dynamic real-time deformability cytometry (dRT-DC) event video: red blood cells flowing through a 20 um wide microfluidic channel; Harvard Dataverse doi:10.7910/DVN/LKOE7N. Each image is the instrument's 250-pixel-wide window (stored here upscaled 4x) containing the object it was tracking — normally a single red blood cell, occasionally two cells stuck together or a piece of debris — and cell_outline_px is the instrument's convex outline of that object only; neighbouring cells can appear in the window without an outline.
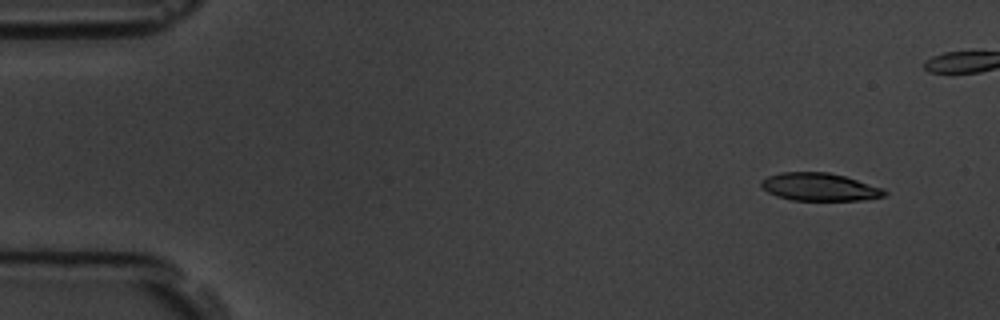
{"species": "common noctule bat (a hibernating species)", "species_latin": "Nyctalus noctula", "temperature_condition": "room temperature", "stored_images_in_passage": 6, "camera_frame_rate_fps": 3000, "um_per_image_px": 0.085, "animal": {"sex": "male", "body_mass_g": 19.5, "forearm_length_mm": 54.6}, "frame": {"image": 1, "passage_image": 2, "time_ms": 1.0, "image_size_px": [1000, 320], "cell_outline_px": [[888, 192], [884, 196], [860, 200], [792, 200], [776, 196], [768, 192], [760, 184], [760, 180], [768, 176], [780, 172], [828, 172], [844, 176], [884, 188]], "centroid_in_image_um": [69.65, 15.88], "position_along_channel_um": 15.4, "area_um2": 19.94}}